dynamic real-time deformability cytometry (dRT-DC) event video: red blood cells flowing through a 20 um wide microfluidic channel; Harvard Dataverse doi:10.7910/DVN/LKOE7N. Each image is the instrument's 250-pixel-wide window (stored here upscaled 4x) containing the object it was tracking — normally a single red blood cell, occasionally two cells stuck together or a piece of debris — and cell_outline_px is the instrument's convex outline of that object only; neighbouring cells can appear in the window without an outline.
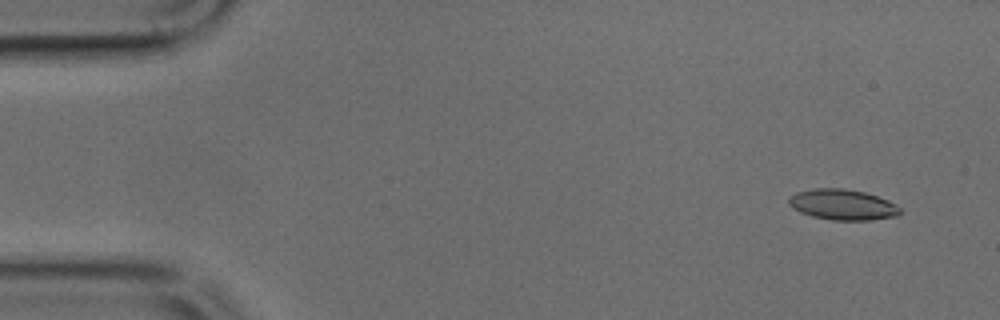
{"species": "common noctule bat (a hibernating species)", "species_latin": "Nyctalus noctula", "temperature_condition": "cold", "stored_images_in_passage": 9, "camera_frame_rate_fps": 3000, "um_per_image_px": 0.085, "animal": {"sex": "male", "body_mass_g": 17.9, "forearm_length_mm": 54.2}, "frame": {"image": 1, "passage_image": 3, "time_ms": 0.667, "image_size_px": [1000, 320], "cell_outline_px": [[900, 212], [896, 216], [872, 220], [832, 220], [812, 216], [800, 212], [792, 208], [788, 204], [788, 200], [796, 192], [816, 188], [844, 188], [864, 192], [888, 200], [900, 208]], "centroid_in_image_um": [71.6, 17.39], "position_along_channel_um": 13.4, "area_um2": 19.77}}